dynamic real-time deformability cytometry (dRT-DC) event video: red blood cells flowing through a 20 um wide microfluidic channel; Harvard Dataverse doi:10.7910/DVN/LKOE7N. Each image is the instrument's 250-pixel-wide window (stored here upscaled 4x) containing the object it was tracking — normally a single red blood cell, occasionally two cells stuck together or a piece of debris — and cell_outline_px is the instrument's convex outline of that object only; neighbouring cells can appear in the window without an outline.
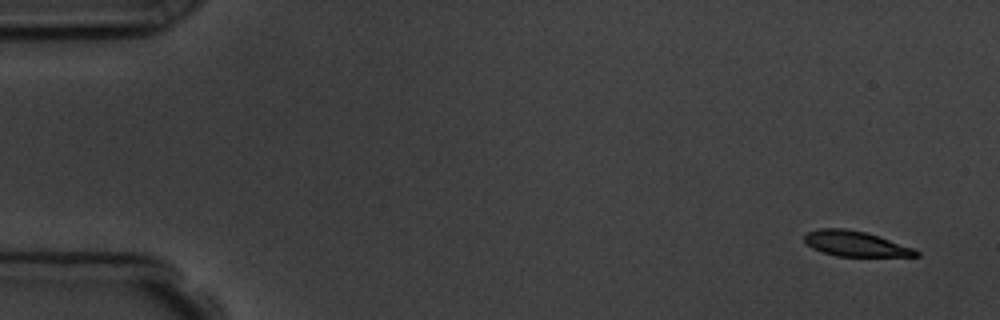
{"species": "common noctule bat (a hibernating species)", "species_latin": "Nyctalus noctula", "temperature_condition": "room temperature", "stored_images_in_passage": 6, "camera_frame_rate_fps": 3000, "um_per_image_px": 0.085, "animal": {"sex": "male", "body_mass_g": 19.5, "forearm_length_mm": 54.6}, "frame": {"image": 1, "passage_image": 1, "time_ms": 0.0, "image_size_px": [1000, 320], "cell_outline_px": [[920, 256], [836, 256], [812, 248], [804, 240], [804, 236], [808, 232], [820, 228], [844, 228], [864, 232], [880, 236], [912, 248], [920, 252]], "centroid_in_image_um": [72.71, 20.71], "position_along_channel_um": 12.3, "area_um2": 16.24}}
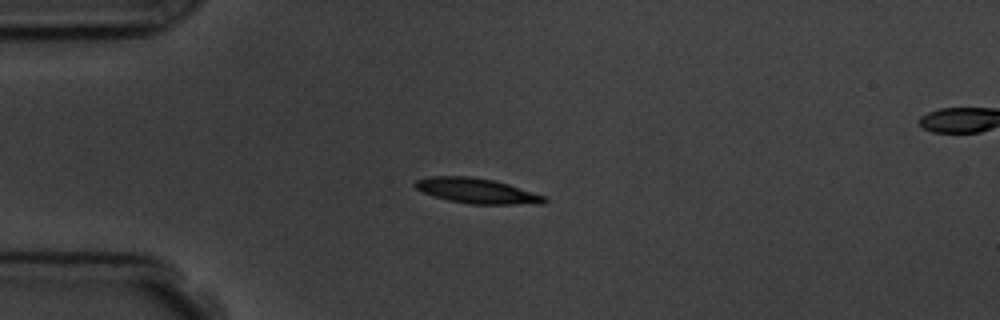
{"frame": {"image": 2, "passage_image": 4, "time_ms": 3.667, "image_size_px": [1000, 320], "cell_outline_px": [[548, 200], [544, 204], [468, 204], [448, 200], [424, 192], [416, 188], [412, 184], [416, 180], [432, 176], [472, 176], [492, 180], [508, 184], [548, 196]], "centroid_in_image_um": [40.59, 16.22], "position_along_channel_um": 44.4, "area_um2": 19.02}}